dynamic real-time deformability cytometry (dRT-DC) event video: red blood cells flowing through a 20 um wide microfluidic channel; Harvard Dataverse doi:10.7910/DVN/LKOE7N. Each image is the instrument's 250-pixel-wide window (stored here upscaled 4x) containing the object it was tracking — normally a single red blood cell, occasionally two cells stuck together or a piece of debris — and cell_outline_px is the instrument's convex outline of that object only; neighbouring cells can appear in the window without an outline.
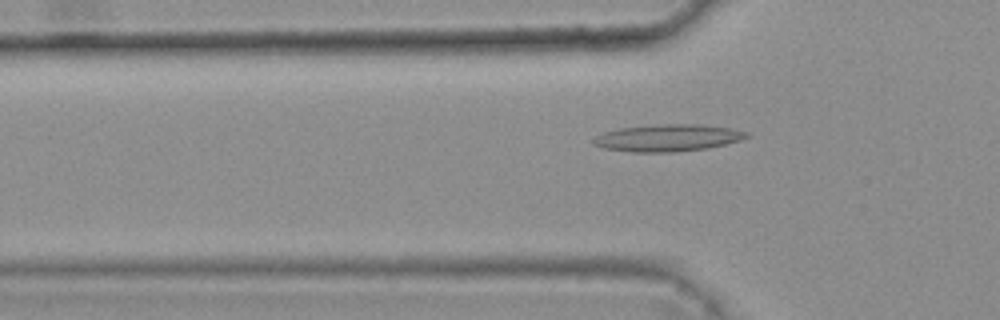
{"species": "common noctule bat (a hibernating species)", "species_latin": "Nyctalus noctula", "temperature_condition": "warm", "stored_images_in_passage": 7, "camera_frame_rate_fps": 3000, "um_per_image_px": 0.085, "animal": {"sex": "female", "body_mass_g": 25.1}, "frame": {"image": 1, "passage_image": 6, "time_ms": 1.667, "image_size_px": [1000, 320], "cell_outline_px": [[752, 136], [740, 140], [708, 148], [672, 152], [632, 152], [604, 148], [592, 144], [592, 140], [596, 136], [604, 132], [620, 128], [660, 124], [700, 124], [728, 128], [748, 132]], "centroid_in_image_um": [56.76, 11.72], "position_along_channel_um": 69.0, "area_um2": 24.04}}
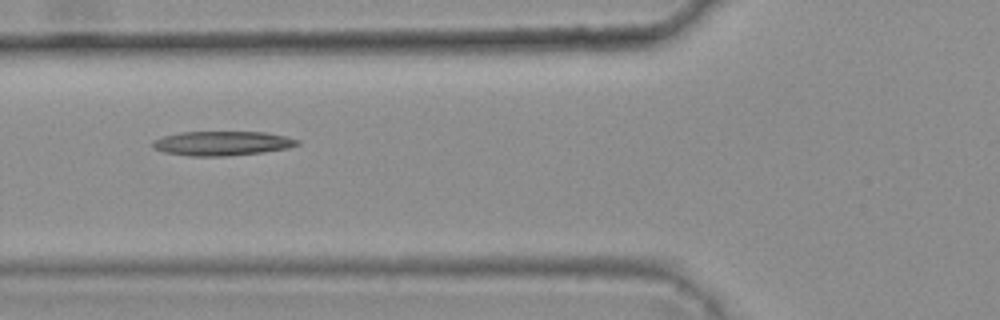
{"frame": {"image": 2, "passage_image": 7, "time_ms": 2.0, "image_size_px": [1000, 320], "cell_outline_px": [[300, 144], [288, 148], [264, 152], [228, 156], [188, 156], [164, 152], [156, 148], [152, 144], [152, 140], [164, 136], [180, 132], [268, 132], [288, 136], [300, 140]], "centroid_in_image_um": [18.94, 12.18], "position_along_channel_um": 106.9, "area_um2": 20.69}}